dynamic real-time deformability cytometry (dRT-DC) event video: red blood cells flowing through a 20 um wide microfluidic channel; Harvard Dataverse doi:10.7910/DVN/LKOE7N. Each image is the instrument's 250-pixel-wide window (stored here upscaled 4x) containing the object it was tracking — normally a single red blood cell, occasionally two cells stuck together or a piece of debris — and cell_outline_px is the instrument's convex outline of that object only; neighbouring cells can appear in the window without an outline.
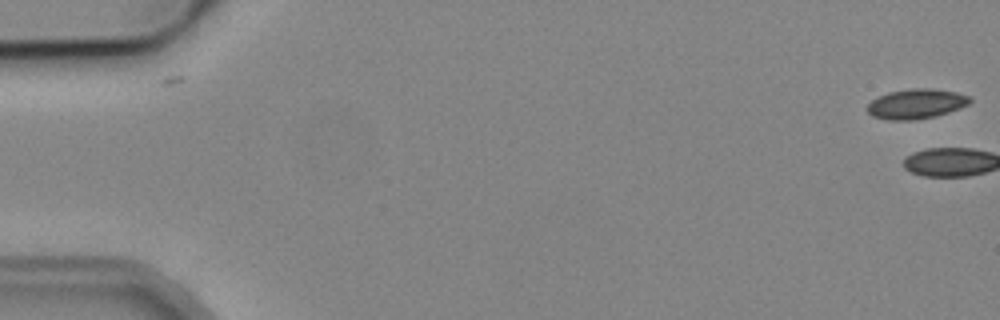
{"species": "common noctule bat (a hibernating species)", "species_latin": "Nyctalus noctula", "temperature_condition": "cold", "stored_images_in_passage": 4, "camera_frame_rate_fps": 3000, "um_per_image_px": 0.085, "animal": {"sex": "male", "body_mass_g": 19.2, "forearm_length_mm": 51.8}, "frame": {"image": 1, "passage_image": 1, "time_ms": 0.0, "image_size_px": [1000, 320], "cell_outline_px": [[972, 100], [968, 104], [960, 108], [936, 116], [912, 120], [888, 120], [872, 116], [868, 112], [868, 104], [872, 100], [888, 92], [912, 88], [932, 88], [956, 92], [972, 96]], "centroid_in_image_um": [77.91, 8.82], "position_along_channel_um": 7.1, "area_um2": 17.86}}